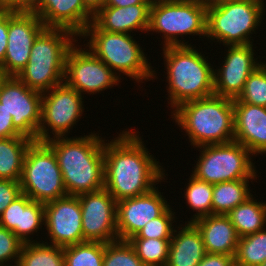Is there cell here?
Segmentation results:
<instances>
[{
    "mask_svg": "<svg viewBox=\"0 0 266 266\" xmlns=\"http://www.w3.org/2000/svg\"><path fill=\"white\" fill-rule=\"evenodd\" d=\"M233 101L266 107V68L262 63L249 75L242 93Z\"/></svg>",
    "mask_w": 266,
    "mask_h": 266,
    "instance_id": "cell-33",
    "label": "cell"
},
{
    "mask_svg": "<svg viewBox=\"0 0 266 266\" xmlns=\"http://www.w3.org/2000/svg\"><path fill=\"white\" fill-rule=\"evenodd\" d=\"M192 223L201 233L206 253L236 255L239 236L227 215H209Z\"/></svg>",
    "mask_w": 266,
    "mask_h": 266,
    "instance_id": "cell-23",
    "label": "cell"
},
{
    "mask_svg": "<svg viewBox=\"0 0 266 266\" xmlns=\"http://www.w3.org/2000/svg\"><path fill=\"white\" fill-rule=\"evenodd\" d=\"M23 244L12 231L0 226V266H5L3 263L11 259L16 260L14 266H17Z\"/></svg>",
    "mask_w": 266,
    "mask_h": 266,
    "instance_id": "cell-36",
    "label": "cell"
},
{
    "mask_svg": "<svg viewBox=\"0 0 266 266\" xmlns=\"http://www.w3.org/2000/svg\"><path fill=\"white\" fill-rule=\"evenodd\" d=\"M77 197L82 213L83 242L117 241V201L113 196L103 188Z\"/></svg>",
    "mask_w": 266,
    "mask_h": 266,
    "instance_id": "cell-14",
    "label": "cell"
},
{
    "mask_svg": "<svg viewBox=\"0 0 266 266\" xmlns=\"http://www.w3.org/2000/svg\"><path fill=\"white\" fill-rule=\"evenodd\" d=\"M227 216L235 227L239 238L254 234L266 227V203L257 202L251 196L233 208Z\"/></svg>",
    "mask_w": 266,
    "mask_h": 266,
    "instance_id": "cell-26",
    "label": "cell"
},
{
    "mask_svg": "<svg viewBox=\"0 0 266 266\" xmlns=\"http://www.w3.org/2000/svg\"><path fill=\"white\" fill-rule=\"evenodd\" d=\"M228 51L224 57V64L215 70L214 94L229 99H237L242 93L249 75L261 65L254 58L252 44L227 45Z\"/></svg>",
    "mask_w": 266,
    "mask_h": 266,
    "instance_id": "cell-17",
    "label": "cell"
},
{
    "mask_svg": "<svg viewBox=\"0 0 266 266\" xmlns=\"http://www.w3.org/2000/svg\"><path fill=\"white\" fill-rule=\"evenodd\" d=\"M197 266H235V256L206 253Z\"/></svg>",
    "mask_w": 266,
    "mask_h": 266,
    "instance_id": "cell-40",
    "label": "cell"
},
{
    "mask_svg": "<svg viewBox=\"0 0 266 266\" xmlns=\"http://www.w3.org/2000/svg\"><path fill=\"white\" fill-rule=\"evenodd\" d=\"M151 4H136L127 7L104 6L93 16V23L102 31L131 33L133 30L147 31Z\"/></svg>",
    "mask_w": 266,
    "mask_h": 266,
    "instance_id": "cell-22",
    "label": "cell"
},
{
    "mask_svg": "<svg viewBox=\"0 0 266 266\" xmlns=\"http://www.w3.org/2000/svg\"><path fill=\"white\" fill-rule=\"evenodd\" d=\"M8 10L0 9V67L3 65L8 41Z\"/></svg>",
    "mask_w": 266,
    "mask_h": 266,
    "instance_id": "cell-41",
    "label": "cell"
},
{
    "mask_svg": "<svg viewBox=\"0 0 266 266\" xmlns=\"http://www.w3.org/2000/svg\"><path fill=\"white\" fill-rule=\"evenodd\" d=\"M17 266H65L63 247L49 245L47 242L25 243Z\"/></svg>",
    "mask_w": 266,
    "mask_h": 266,
    "instance_id": "cell-28",
    "label": "cell"
},
{
    "mask_svg": "<svg viewBox=\"0 0 266 266\" xmlns=\"http://www.w3.org/2000/svg\"><path fill=\"white\" fill-rule=\"evenodd\" d=\"M34 13L45 27L68 29L77 36L93 21L94 16L83 0H41Z\"/></svg>",
    "mask_w": 266,
    "mask_h": 266,
    "instance_id": "cell-19",
    "label": "cell"
},
{
    "mask_svg": "<svg viewBox=\"0 0 266 266\" xmlns=\"http://www.w3.org/2000/svg\"><path fill=\"white\" fill-rule=\"evenodd\" d=\"M73 35L77 36L68 29L45 27L33 42L27 65L16 77L40 93L63 83L68 51L78 41Z\"/></svg>",
    "mask_w": 266,
    "mask_h": 266,
    "instance_id": "cell-4",
    "label": "cell"
},
{
    "mask_svg": "<svg viewBox=\"0 0 266 266\" xmlns=\"http://www.w3.org/2000/svg\"><path fill=\"white\" fill-rule=\"evenodd\" d=\"M32 142L25 136L0 139V179L20 181L26 151Z\"/></svg>",
    "mask_w": 266,
    "mask_h": 266,
    "instance_id": "cell-25",
    "label": "cell"
},
{
    "mask_svg": "<svg viewBox=\"0 0 266 266\" xmlns=\"http://www.w3.org/2000/svg\"><path fill=\"white\" fill-rule=\"evenodd\" d=\"M104 141L96 133L46 141L57 157L67 195L78 196L104 188Z\"/></svg>",
    "mask_w": 266,
    "mask_h": 266,
    "instance_id": "cell-2",
    "label": "cell"
},
{
    "mask_svg": "<svg viewBox=\"0 0 266 266\" xmlns=\"http://www.w3.org/2000/svg\"><path fill=\"white\" fill-rule=\"evenodd\" d=\"M249 179L221 182L213 185V215H227L233 208L251 197Z\"/></svg>",
    "mask_w": 266,
    "mask_h": 266,
    "instance_id": "cell-27",
    "label": "cell"
},
{
    "mask_svg": "<svg viewBox=\"0 0 266 266\" xmlns=\"http://www.w3.org/2000/svg\"><path fill=\"white\" fill-rule=\"evenodd\" d=\"M20 186L22 194L44 204L67 195L57 157L46 142L33 141L27 149Z\"/></svg>",
    "mask_w": 266,
    "mask_h": 266,
    "instance_id": "cell-9",
    "label": "cell"
},
{
    "mask_svg": "<svg viewBox=\"0 0 266 266\" xmlns=\"http://www.w3.org/2000/svg\"><path fill=\"white\" fill-rule=\"evenodd\" d=\"M79 36H90L87 47L112 71L117 70L138 82L155 78L156 71L131 34L102 31L91 22Z\"/></svg>",
    "mask_w": 266,
    "mask_h": 266,
    "instance_id": "cell-6",
    "label": "cell"
},
{
    "mask_svg": "<svg viewBox=\"0 0 266 266\" xmlns=\"http://www.w3.org/2000/svg\"><path fill=\"white\" fill-rule=\"evenodd\" d=\"M188 186H186L185 198L186 203L192 210L197 213L192 217L188 223H192L199 218L213 215L212 195L213 185L197 179L194 175L189 178Z\"/></svg>",
    "mask_w": 266,
    "mask_h": 266,
    "instance_id": "cell-30",
    "label": "cell"
},
{
    "mask_svg": "<svg viewBox=\"0 0 266 266\" xmlns=\"http://www.w3.org/2000/svg\"><path fill=\"white\" fill-rule=\"evenodd\" d=\"M234 1H240V0H201V2L206 6V7H213V6H219L225 3H230Z\"/></svg>",
    "mask_w": 266,
    "mask_h": 266,
    "instance_id": "cell-44",
    "label": "cell"
},
{
    "mask_svg": "<svg viewBox=\"0 0 266 266\" xmlns=\"http://www.w3.org/2000/svg\"><path fill=\"white\" fill-rule=\"evenodd\" d=\"M85 6L95 14L100 8L104 7L107 0H83Z\"/></svg>",
    "mask_w": 266,
    "mask_h": 266,
    "instance_id": "cell-43",
    "label": "cell"
},
{
    "mask_svg": "<svg viewBox=\"0 0 266 266\" xmlns=\"http://www.w3.org/2000/svg\"><path fill=\"white\" fill-rule=\"evenodd\" d=\"M171 239L130 238L127 240L146 266H166Z\"/></svg>",
    "mask_w": 266,
    "mask_h": 266,
    "instance_id": "cell-32",
    "label": "cell"
},
{
    "mask_svg": "<svg viewBox=\"0 0 266 266\" xmlns=\"http://www.w3.org/2000/svg\"><path fill=\"white\" fill-rule=\"evenodd\" d=\"M0 103L11 114L14 128L22 136L37 141L42 93L30 89L16 76H8L0 87Z\"/></svg>",
    "mask_w": 266,
    "mask_h": 266,
    "instance_id": "cell-12",
    "label": "cell"
},
{
    "mask_svg": "<svg viewBox=\"0 0 266 266\" xmlns=\"http://www.w3.org/2000/svg\"><path fill=\"white\" fill-rule=\"evenodd\" d=\"M105 244L85 241L63 247L65 266H103Z\"/></svg>",
    "mask_w": 266,
    "mask_h": 266,
    "instance_id": "cell-31",
    "label": "cell"
},
{
    "mask_svg": "<svg viewBox=\"0 0 266 266\" xmlns=\"http://www.w3.org/2000/svg\"><path fill=\"white\" fill-rule=\"evenodd\" d=\"M41 0H0V9L13 12H34Z\"/></svg>",
    "mask_w": 266,
    "mask_h": 266,
    "instance_id": "cell-38",
    "label": "cell"
},
{
    "mask_svg": "<svg viewBox=\"0 0 266 266\" xmlns=\"http://www.w3.org/2000/svg\"><path fill=\"white\" fill-rule=\"evenodd\" d=\"M8 76H6L2 71H0V87L3 83V81L7 78Z\"/></svg>",
    "mask_w": 266,
    "mask_h": 266,
    "instance_id": "cell-45",
    "label": "cell"
},
{
    "mask_svg": "<svg viewBox=\"0 0 266 266\" xmlns=\"http://www.w3.org/2000/svg\"><path fill=\"white\" fill-rule=\"evenodd\" d=\"M140 138L137 132L122 131L104 142V188L117 202L149 193L165 177Z\"/></svg>",
    "mask_w": 266,
    "mask_h": 266,
    "instance_id": "cell-1",
    "label": "cell"
},
{
    "mask_svg": "<svg viewBox=\"0 0 266 266\" xmlns=\"http://www.w3.org/2000/svg\"><path fill=\"white\" fill-rule=\"evenodd\" d=\"M234 141L252 155L266 153V107L233 101Z\"/></svg>",
    "mask_w": 266,
    "mask_h": 266,
    "instance_id": "cell-20",
    "label": "cell"
},
{
    "mask_svg": "<svg viewBox=\"0 0 266 266\" xmlns=\"http://www.w3.org/2000/svg\"><path fill=\"white\" fill-rule=\"evenodd\" d=\"M22 136L13 126L12 116L0 103V139Z\"/></svg>",
    "mask_w": 266,
    "mask_h": 266,
    "instance_id": "cell-39",
    "label": "cell"
},
{
    "mask_svg": "<svg viewBox=\"0 0 266 266\" xmlns=\"http://www.w3.org/2000/svg\"><path fill=\"white\" fill-rule=\"evenodd\" d=\"M153 0H107L105 6L127 7L136 4H151Z\"/></svg>",
    "mask_w": 266,
    "mask_h": 266,
    "instance_id": "cell-42",
    "label": "cell"
},
{
    "mask_svg": "<svg viewBox=\"0 0 266 266\" xmlns=\"http://www.w3.org/2000/svg\"><path fill=\"white\" fill-rule=\"evenodd\" d=\"M45 28L34 12L8 10V41L3 65L6 76H17L27 65L35 38Z\"/></svg>",
    "mask_w": 266,
    "mask_h": 266,
    "instance_id": "cell-15",
    "label": "cell"
},
{
    "mask_svg": "<svg viewBox=\"0 0 266 266\" xmlns=\"http://www.w3.org/2000/svg\"><path fill=\"white\" fill-rule=\"evenodd\" d=\"M72 46L68 51L64 82L78 91L95 94L119 83V76L90 50Z\"/></svg>",
    "mask_w": 266,
    "mask_h": 266,
    "instance_id": "cell-13",
    "label": "cell"
},
{
    "mask_svg": "<svg viewBox=\"0 0 266 266\" xmlns=\"http://www.w3.org/2000/svg\"><path fill=\"white\" fill-rule=\"evenodd\" d=\"M207 7L201 0H153L148 31L163 33L164 47L188 46L177 38L206 36Z\"/></svg>",
    "mask_w": 266,
    "mask_h": 266,
    "instance_id": "cell-7",
    "label": "cell"
},
{
    "mask_svg": "<svg viewBox=\"0 0 266 266\" xmlns=\"http://www.w3.org/2000/svg\"><path fill=\"white\" fill-rule=\"evenodd\" d=\"M22 194L20 181L0 179V216Z\"/></svg>",
    "mask_w": 266,
    "mask_h": 266,
    "instance_id": "cell-37",
    "label": "cell"
},
{
    "mask_svg": "<svg viewBox=\"0 0 266 266\" xmlns=\"http://www.w3.org/2000/svg\"><path fill=\"white\" fill-rule=\"evenodd\" d=\"M155 187L141 196L117 202L118 240L127 241L135 236L146 223L160 216L170 205Z\"/></svg>",
    "mask_w": 266,
    "mask_h": 266,
    "instance_id": "cell-18",
    "label": "cell"
},
{
    "mask_svg": "<svg viewBox=\"0 0 266 266\" xmlns=\"http://www.w3.org/2000/svg\"><path fill=\"white\" fill-rule=\"evenodd\" d=\"M266 261V230L239 238L235 266H260Z\"/></svg>",
    "mask_w": 266,
    "mask_h": 266,
    "instance_id": "cell-29",
    "label": "cell"
},
{
    "mask_svg": "<svg viewBox=\"0 0 266 266\" xmlns=\"http://www.w3.org/2000/svg\"><path fill=\"white\" fill-rule=\"evenodd\" d=\"M44 221L52 245L66 247L83 242L82 213L77 196L66 195L45 203Z\"/></svg>",
    "mask_w": 266,
    "mask_h": 266,
    "instance_id": "cell-16",
    "label": "cell"
},
{
    "mask_svg": "<svg viewBox=\"0 0 266 266\" xmlns=\"http://www.w3.org/2000/svg\"><path fill=\"white\" fill-rule=\"evenodd\" d=\"M263 11V0H240L207 7L206 37L220 40L223 45L252 44L249 36L261 23Z\"/></svg>",
    "mask_w": 266,
    "mask_h": 266,
    "instance_id": "cell-8",
    "label": "cell"
},
{
    "mask_svg": "<svg viewBox=\"0 0 266 266\" xmlns=\"http://www.w3.org/2000/svg\"><path fill=\"white\" fill-rule=\"evenodd\" d=\"M193 146L226 144L234 141L233 100L219 95L180 104L172 112Z\"/></svg>",
    "mask_w": 266,
    "mask_h": 266,
    "instance_id": "cell-3",
    "label": "cell"
},
{
    "mask_svg": "<svg viewBox=\"0 0 266 266\" xmlns=\"http://www.w3.org/2000/svg\"><path fill=\"white\" fill-rule=\"evenodd\" d=\"M171 108L214 94V69L208 60L188 46L163 48Z\"/></svg>",
    "mask_w": 266,
    "mask_h": 266,
    "instance_id": "cell-5",
    "label": "cell"
},
{
    "mask_svg": "<svg viewBox=\"0 0 266 266\" xmlns=\"http://www.w3.org/2000/svg\"><path fill=\"white\" fill-rule=\"evenodd\" d=\"M260 266H266V261L263 264H261Z\"/></svg>",
    "mask_w": 266,
    "mask_h": 266,
    "instance_id": "cell-46",
    "label": "cell"
},
{
    "mask_svg": "<svg viewBox=\"0 0 266 266\" xmlns=\"http://www.w3.org/2000/svg\"><path fill=\"white\" fill-rule=\"evenodd\" d=\"M174 229L170 240L166 266H197L206 251L201 233L193 223H187L178 234Z\"/></svg>",
    "mask_w": 266,
    "mask_h": 266,
    "instance_id": "cell-24",
    "label": "cell"
},
{
    "mask_svg": "<svg viewBox=\"0 0 266 266\" xmlns=\"http://www.w3.org/2000/svg\"><path fill=\"white\" fill-rule=\"evenodd\" d=\"M43 222L44 203L25 194L18 196L0 216V226L12 231L24 244L34 242L28 235L37 233Z\"/></svg>",
    "mask_w": 266,
    "mask_h": 266,
    "instance_id": "cell-21",
    "label": "cell"
},
{
    "mask_svg": "<svg viewBox=\"0 0 266 266\" xmlns=\"http://www.w3.org/2000/svg\"><path fill=\"white\" fill-rule=\"evenodd\" d=\"M171 208L168 207L160 216L150 220L138 233L131 238L171 239L174 231V219Z\"/></svg>",
    "mask_w": 266,
    "mask_h": 266,
    "instance_id": "cell-35",
    "label": "cell"
},
{
    "mask_svg": "<svg viewBox=\"0 0 266 266\" xmlns=\"http://www.w3.org/2000/svg\"><path fill=\"white\" fill-rule=\"evenodd\" d=\"M103 266H146L128 241L105 244Z\"/></svg>",
    "mask_w": 266,
    "mask_h": 266,
    "instance_id": "cell-34",
    "label": "cell"
},
{
    "mask_svg": "<svg viewBox=\"0 0 266 266\" xmlns=\"http://www.w3.org/2000/svg\"><path fill=\"white\" fill-rule=\"evenodd\" d=\"M198 148L201 154L192 171L197 179L212 185L239 179H256L257 172L250 157L252 153L242 144L232 141Z\"/></svg>",
    "mask_w": 266,
    "mask_h": 266,
    "instance_id": "cell-10",
    "label": "cell"
},
{
    "mask_svg": "<svg viewBox=\"0 0 266 266\" xmlns=\"http://www.w3.org/2000/svg\"><path fill=\"white\" fill-rule=\"evenodd\" d=\"M82 100V95L65 82L42 93L41 121L37 141L46 142L51 139L49 128L52 130L53 138L66 137V133L82 116L84 109Z\"/></svg>",
    "mask_w": 266,
    "mask_h": 266,
    "instance_id": "cell-11",
    "label": "cell"
}]
</instances>
